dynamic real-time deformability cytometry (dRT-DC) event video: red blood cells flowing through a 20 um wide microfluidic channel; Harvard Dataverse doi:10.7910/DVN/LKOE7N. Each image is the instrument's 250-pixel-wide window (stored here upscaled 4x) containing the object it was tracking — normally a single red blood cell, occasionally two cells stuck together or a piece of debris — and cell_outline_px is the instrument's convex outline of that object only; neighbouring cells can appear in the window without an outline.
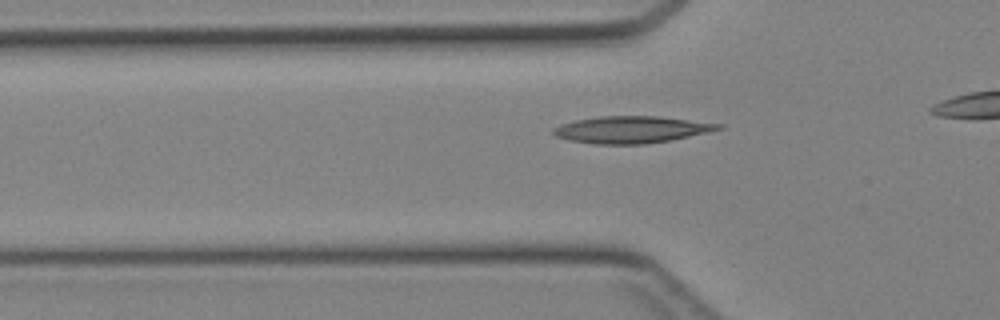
{"species": "Egyptian fruit bat (a non-hibernating species)", "species_latin": "Rousettus aegyptiacus", "temperature_condition": "cold", "stored_images_in_passage": 32, "camera_frame_rate_fps": 3000, "um_per_image_px": 0.085, "animal": {"sex": "female"}, "frame": {"image": 1, "passage_image": 11, "time_ms": 3.333, "image_size_px": [1000, 320], "cell_outline_px": [[724, 128], [708, 132], [668, 140], [644, 144], [592, 144], [568, 140], [556, 136], [552, 132], [552, 128], [560, 124], [576, 120], [600, 116], [656, 116], [724, 124]], "centroid_in_image_um": [53.63, 11.01], "position_along_channel_um": 72.2, "area_um2": 25.78}}
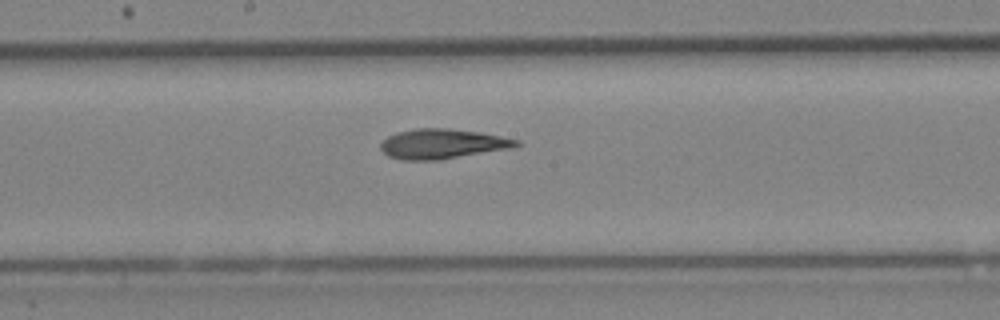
{"frame": {"image": 2, "passage_image": 20, "time_ms": 6.333, "image_size_px": [1000, 320], "cell_outline_px": [[520, 144], [512, 148], [440, 160], [400, 160], [388, 156], [380, 148], [380, 144], [388, 136], [396, 132], [416, 128], [448, 128], [480, 132], [520, 140]], "centroid_in_image_um": [37.59, 12.23], "position_along_channel_um": 210.6, "area_um2": 23.7}}
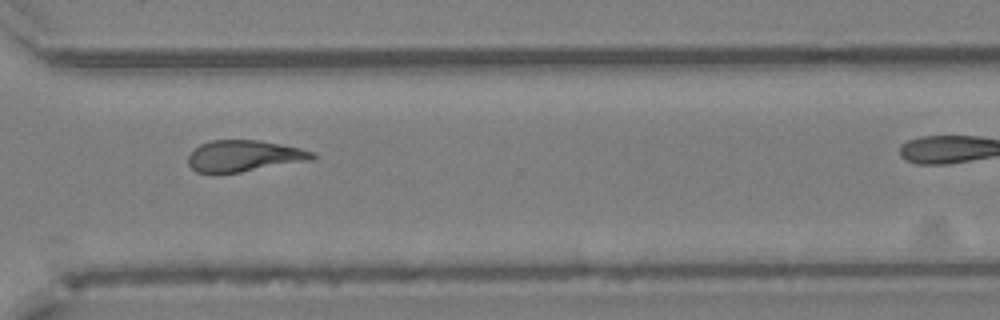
{"frame": {"image": 3, "passage_image": 29, "time_ms": 9.333, "image_size_px": [1000, 320], "cell_outline_px": [[316, 156], [312, 160], [216, 176], [212, 176], [196, 172], [188, 164], [188, 156], [200, 144], [212, 140], [260, 140], [300, 148], [316, 152]], "centroid_in_image_um": [20.71, 13.29], "position_along_channel_um": 349.9, "area_um2": 23.18}}